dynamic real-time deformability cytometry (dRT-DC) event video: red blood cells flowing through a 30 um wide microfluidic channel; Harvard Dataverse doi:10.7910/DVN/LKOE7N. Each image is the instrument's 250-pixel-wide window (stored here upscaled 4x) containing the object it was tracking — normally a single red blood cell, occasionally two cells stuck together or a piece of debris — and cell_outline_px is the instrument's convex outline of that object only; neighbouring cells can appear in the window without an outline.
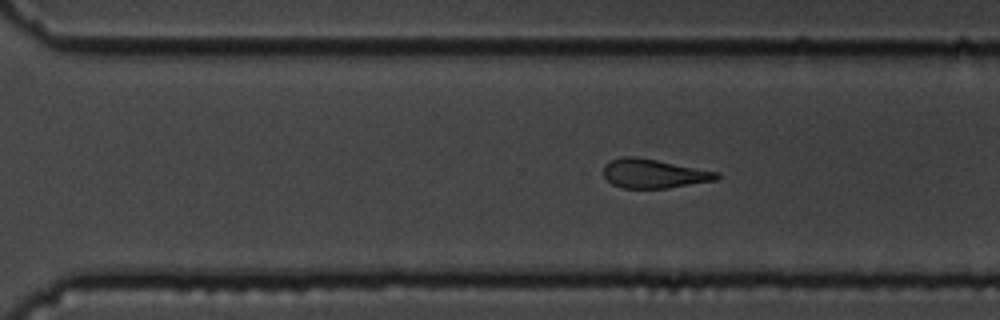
{"species": "common noctule bat (a hibernating species)", "species_latin": "Nyctalus noctula", "temperature_condition": "cold", "stored_images_in_passage": 59, "camera_frame_rate_fps": 3000, "um_per_image_px": 0.085, "animal": {"sex": "male", "body_mass_g": 19.5, "forearm_length_mm": 54.6}, "frame": {"image": 1, "passage_image": 59, "time_ms": 19.333, "image_size_px": [1000, 320], "cell_outline_px": [[720, 176], [716, 180], [668, 188], [624, 188], [612, 184], [604, 176], [604, 164], [612, 160], [624, 156], [636, 156], [720, 172]], "centroid_in_image_um": [55.58, 14.75], "position_along_channel_um": 315.0, "area_um2": 19.13}}